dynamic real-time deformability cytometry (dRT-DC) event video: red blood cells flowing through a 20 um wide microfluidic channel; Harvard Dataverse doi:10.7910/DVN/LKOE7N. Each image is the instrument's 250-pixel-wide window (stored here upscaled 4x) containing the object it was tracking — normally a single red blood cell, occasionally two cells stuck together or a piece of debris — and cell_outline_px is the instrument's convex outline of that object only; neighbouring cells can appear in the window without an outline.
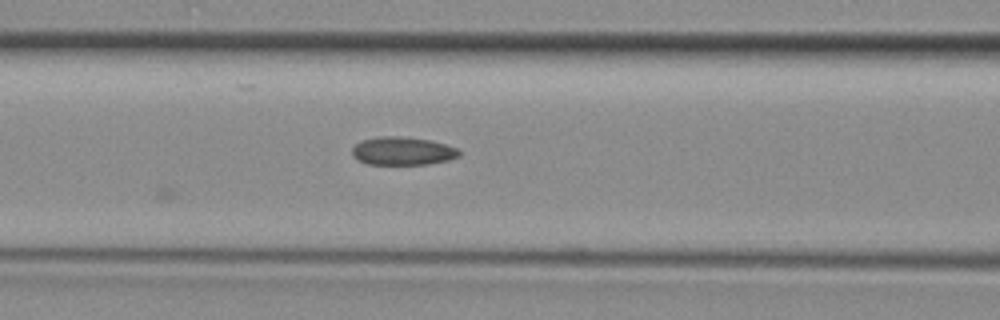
{"species": "common noctule bat (a hibernating species)", "species_latin": "Nyctalus noctula", "temperature_condition": "room temperature", "stored_images_in_passage": 15, "camera_frame_rate_fps": 3000, "um_per_image_px": 0.085, "animal": {"sex": "female", "body_mass_g": 29.2, "forearm_length_mm": 56.3}, "frame": {"image": 1, "passage_image": 15, "time_ms": 4.667, "image_size_px": [1000, 320], "cell_outline_px": [[460, 156], [448, 160], [428, 164], [368, 164], [356, 160], [352, 156], [352, 148], [356, 144], [364, 140], [380, 136], [400, 136], [428, 140], [444, 144], [456, 148], [460, 152]], "centroid_in_image_um": [34.19, 12.84], "position_along_channel_um": 132.4, "area_um2": 17.46}}